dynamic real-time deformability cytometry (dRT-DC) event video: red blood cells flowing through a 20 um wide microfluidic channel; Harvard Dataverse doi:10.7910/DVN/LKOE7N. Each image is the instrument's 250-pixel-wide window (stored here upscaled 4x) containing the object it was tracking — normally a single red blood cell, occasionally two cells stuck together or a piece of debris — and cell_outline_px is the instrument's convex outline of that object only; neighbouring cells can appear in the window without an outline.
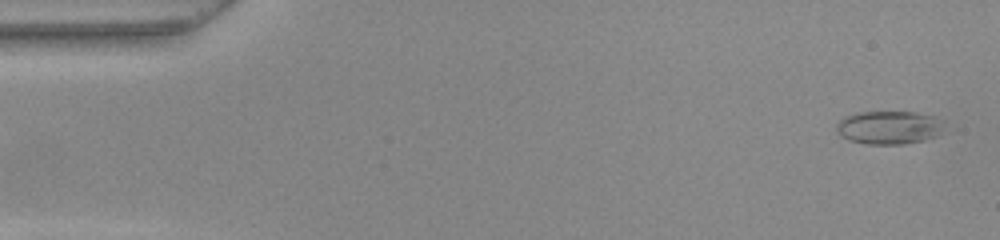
{"species": "common noctule bat (a hibernating species)", "species_latin": "Nyctalus noctula", "temperature_condition": "warm", "stored_images_in_passage": 51, "camera_frame_rate_fps": 3000, "um_per_image_px": 0.085, "animal": {"sex": "female", "body_mass_g": 22.0, "forearm_length_mm": 56.7}, "frame": {"image": 1, "passage_image": 2, "time_ms": 0.333, "image_size_px": [1000, 240], "cell_outline_px": [[944, 120], [940, 132], [936, 136], [924, 140], [904, 144], [864, 144], [848, 140], [840, 136], [836, 132], [836, 124], [844, 116], [856, 112], [916, 112], [936, 116]], "centroid_in_image_um": [75.54, 10.83], "position_along_channel_um": 9.5, "area_um2": 21.21}}
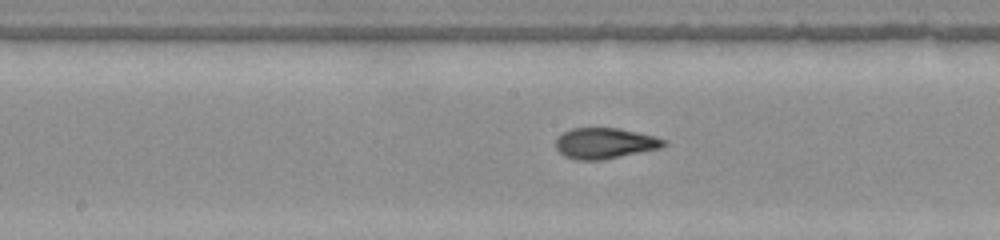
{"frame": {"image": 2, "passage_image": 26, "time_ms": 8.333, "image_size_px": [1000, 240], "cell_outline_px": [[668, 144], [660, 148], [604, 160], [576, 160], [564, 156], [556, 148], [556, 140], [564, 132], [572, 128], [616, 128], [636, 132], [668, 140]], "centroid_in_image_um": [51.42, 12.19], "position_along_channel_um": 196.8, "area_um2": 19.31}}
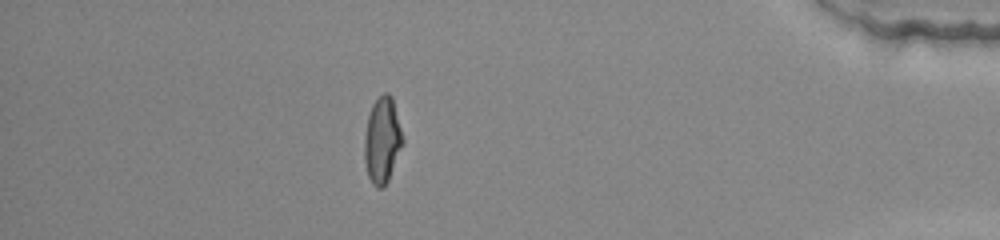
{"frame": {"image": 3, "passage_image": 45, "time_ms": 14.667, "image_size_px": [1000, 240], "cell_outline_px": [[404, 144], [388, 180], [384, 188], [376, 188], [372, 184], [368, 176], [364, 160], [364, 136], [368, 116], [372, 104], [384, 92], [388, 92], [392, 96], [404, 140]], "centroid_in_image_um": [32.49, 11.94], "position_along_channel_um": 402.7, "area_um2": 19.42}, "authors_computed_cell_mechanics": {"area_um2": 19.652, "velocity_mm_per_s": 3.9908, "shape_relaxation_time_tau1_ms": 10.8707, "shape_relaxation_time_tau2_ms": 1.1031, "deformation_change_tau1": 0.3228, "deformation_change_tau2": 0.0592}}